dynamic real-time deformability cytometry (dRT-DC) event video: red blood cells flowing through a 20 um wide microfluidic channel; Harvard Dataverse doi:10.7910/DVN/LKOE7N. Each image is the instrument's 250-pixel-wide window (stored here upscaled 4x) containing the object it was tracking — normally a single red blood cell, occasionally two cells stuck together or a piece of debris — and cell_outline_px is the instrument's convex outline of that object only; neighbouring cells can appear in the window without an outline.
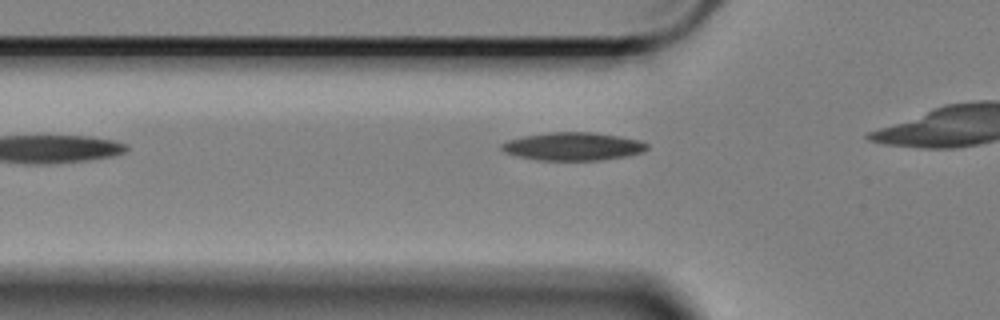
{"species": "Egyptian fruit bat (a non-hibernating species)", "species_latin": "Rousettus aegyptiacus", "temperature_condition": "cold", "stored_images_in_passage": 14, "camera_frame_rate_fps": 3000, "um_per_image_px": 0.085, "animal": {"sex": "female"}, "frame": {"image": 1, "passage_image": 4, "time_ms": 1.0, "image_size_px": [1000, 320], "cell_outline_px": [[648, 148], [644, 152], [628, 156], [600, 160], [536, 160], [516, 156], [504, 152], [500, 148], [500, 144], [508, 140], [524, 136], [548, 132], [592, 132], [640, 140], [648, 144]], "centroid_in_image_um": [48.69, 12.45], "position_along_channel_um": 77.1, "area_um2": 23.87}}
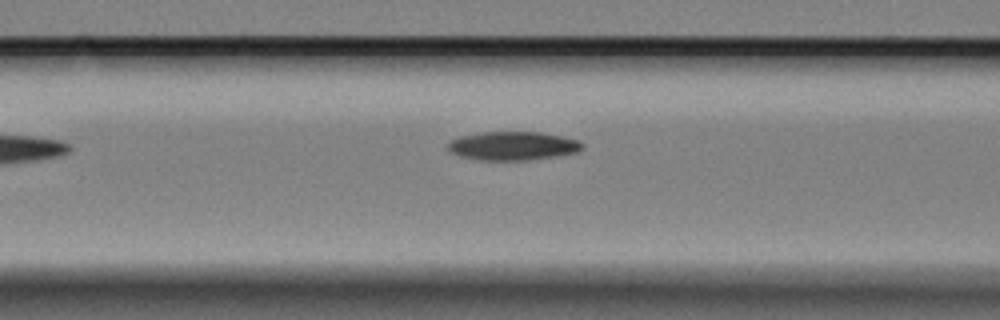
{"frame": {"image": 2, "passage_image": 8, "time_ms": 2.333, "image_size_px": [1000, 320], "cell_outline_px": [[584, 148], [576, 152], [556, 156], [528, 160], [480, 160], [464, 156], [452, 152], [448, 148], [448, 144], [452, 140], [460, 136], [480, 132], [540, 132], [564, 136], [580, 140], [584, 144]], "centroid_in_image_um": [43.66, 12.39], "position_along_channel_um": 122.9, "area_um2": 22.37}}
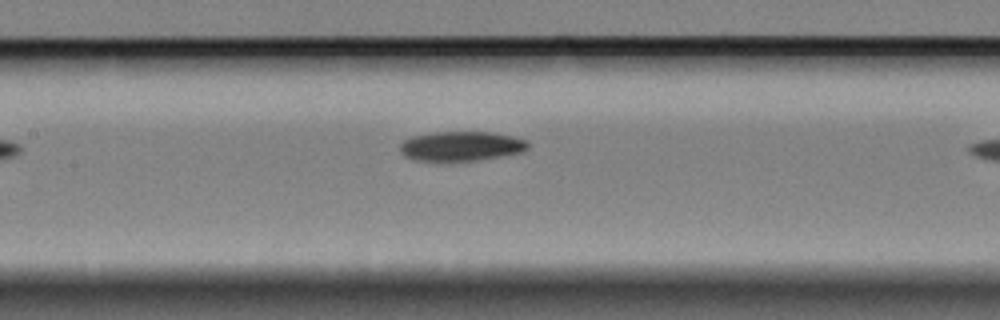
{"frame": {"image": 3, "passage_image": 12, "time_ms": 3.667, "image_size_px": [1000, 320], "cell_outline_px": [[528, 148], [524, 152], [500, 156], [472, 160], [412, 160], [404, 156], [400, 152], [400, 144], [404, 140], [412, 136], [432, 132], [492, 132], [512, 136], [528, 140]], "centroid_in_image_um": [39.19, 12.41], "position_along_channel_um": 168.2, "area_um2": 21.96}}